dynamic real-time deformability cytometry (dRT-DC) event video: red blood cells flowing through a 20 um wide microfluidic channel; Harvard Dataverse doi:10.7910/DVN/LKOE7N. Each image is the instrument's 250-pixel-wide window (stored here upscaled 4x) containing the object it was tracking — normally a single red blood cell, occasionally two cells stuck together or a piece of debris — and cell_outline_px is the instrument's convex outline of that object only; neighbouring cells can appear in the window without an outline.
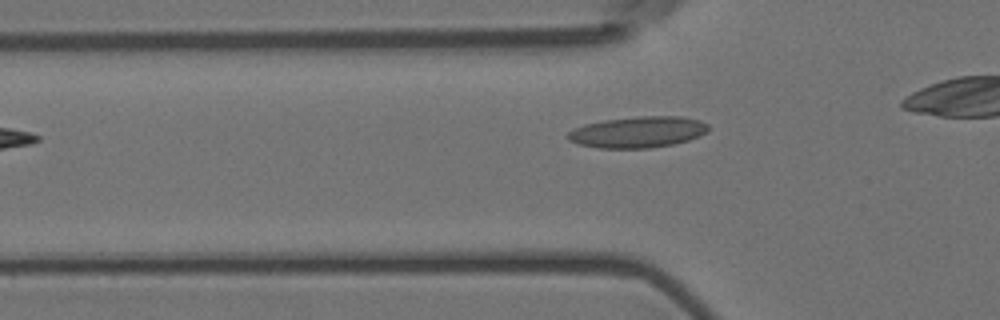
{"species": "Egyptian fruit bat (a non-hibernating species)", "species_latin": "Rousettus aegyptiacus", "temperature_condition": "room temperature", "stored_images_in_passage": 29, "camera_frame_rate_fps": 3000, "um_per_image_px": 0.085, "animal": {"sex": "female"}, "frame": {"image": 1, "passage_image": 2, "time_ms": 0.333, "image_size_px": [1000, 320], "cell_outline_px": [[708, 132], [700, 136], [688, 140], [672, 144], [652, 148], [600, 148], [580, 144], [568, 140], [568, 132], [572, 128], [584, 124], [604, 120], [640, 116], [680, 116], [700, 120], [708, 124]], "centroid_in_image_um": [54.23, 11.22], "position_along_channel_um": 71.6, "area_um2": 25.61}}
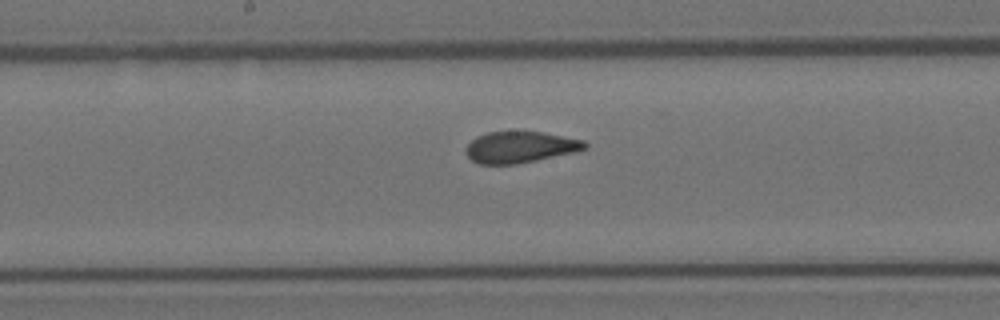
{"frame": {"image": 2, "passage_image": 13, "time_ms": 4.0, "image_size_px": [1000, 320], "cell_outline_px": [[588, 148], [576, 152], [516, 164], [480, 164], [472, 160], [464, 152], [464, 148], [476, 136], [488, 132], [544, 132], [584, 140], [588, 144]], "centroid_in_image_um": [44.22, 12.51], "position_along_channel_um": 204.0, "area_um2": 21.79}}
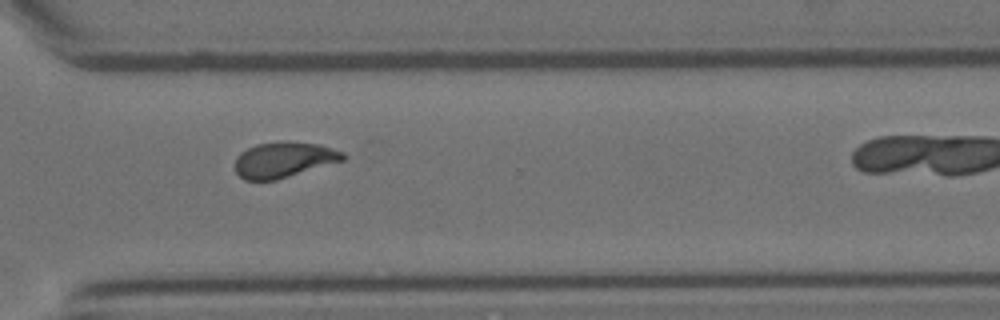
{"frame": {"image": 3, "passage_image": 25, "time_ms": 8.0, "image_size_px": [1000, 320], "cell_outline_px": [[348, 156], [344, 160], [276, 180], [244, 180], [236, 172], [236, 156], [240, 152], [256, 144], [320, 144], [344, 152]], "centroid_in_image_um": [24.13, 13.62], "position_along_channel_um": 346.5, "area_um2": 21.62}}